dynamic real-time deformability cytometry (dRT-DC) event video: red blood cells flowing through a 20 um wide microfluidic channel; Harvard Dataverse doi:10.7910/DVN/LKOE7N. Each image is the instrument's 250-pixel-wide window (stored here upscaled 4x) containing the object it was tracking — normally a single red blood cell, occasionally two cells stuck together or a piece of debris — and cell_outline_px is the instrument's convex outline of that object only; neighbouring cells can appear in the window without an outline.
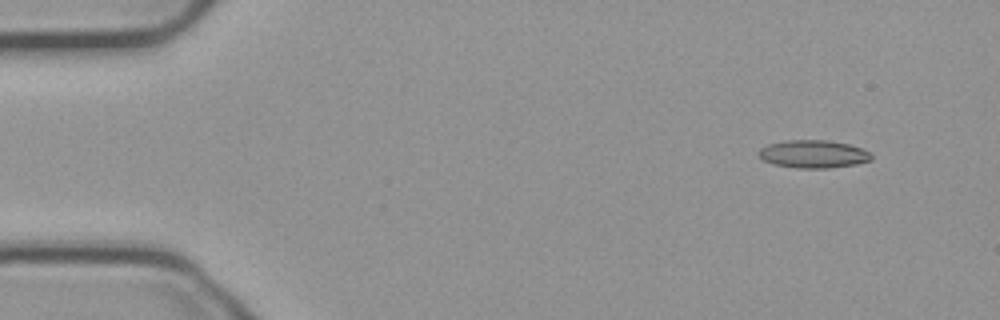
{"species": "common noctule bat (a hibernating species)", "species_latin": "Nyctalus noctula", "temperature_condition": "cold", "stored_images_in_passage": 55, "camera_frame_rate_fps": 3000, "um_per_image_px": 0.085, "animal": {"sex": "male", "body_mass_g": 23.1, "forearm_length_mm": 52.7}, "frame": {"image": 1, "passage_image": 5, "time_ms": 1.333, "image_size_px": [1000, 320], "cell_outline_px": [[872, 160], [856, 164], [828, 168], [800, 168], [772, 164], [756, 156], [756, 152], [760, 148], [768, 144], [784, 140], [828, 140], [848, 144], [872, 152]], "centroid_in_image_um": [69.1, 13.09], "position_along_channel_um": 15.9, "area_um2": 18.5}}
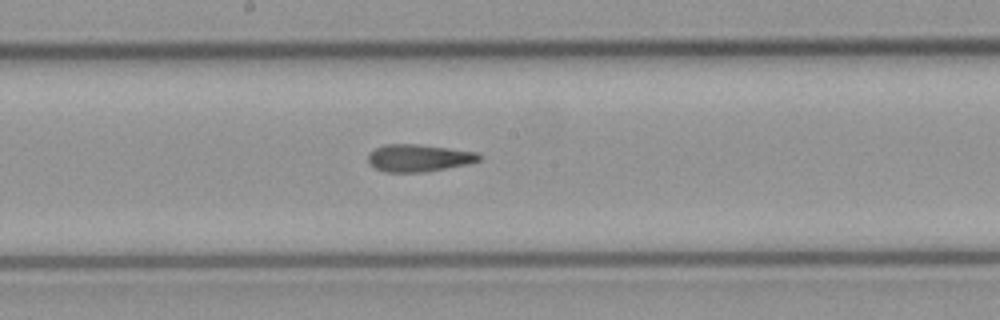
{"frame": {"image": 2, "passage_image": 29, "time_ms": 9.333, "image_size_px": [1000, 320], "cell_outline_px": [[480, 160], [468, 164], [424, 172], [384, 172], [368, 164], [368, 152], [384, 144], [416, 144], [448, 148], [476, 152], [480, 156]], "centroid_in_image_um": [35.54, 13.43], "position_along_channel_um": 212.7, "area_um2": 17.63}}
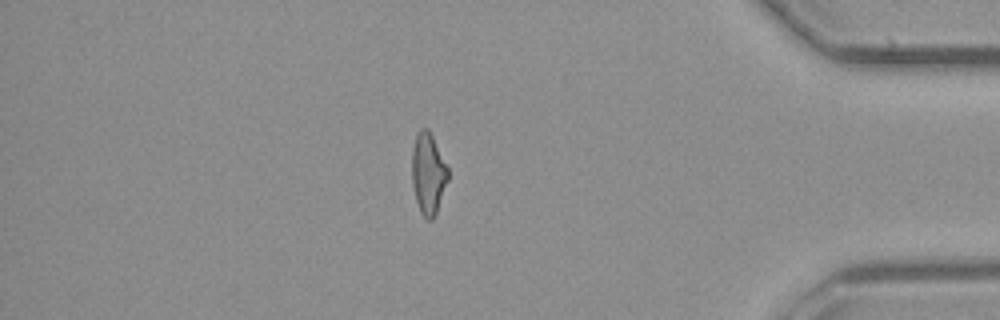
{"frame": {"image": 3, "passage_image": 47, "time_ms": 15.333, "image_size_px": [1000, 320], "cell_outline_px": [[448, 180], [436, 212], [432, 220], [428, 220], [420, 212], [416, 200], [412, 184], [412, 148], [416, 136], [420, 128], [428, 128], [448, 168]], "centroid_in_image_um": [36.38, 14.75], "position_along_channel_um": 398.8, "area_um2": 16.88}, "authors_computed_cell_mechanics": {"area_um2": 17.8602, "velocity_mm_per_s": 3.7567, "shape_relaxation_time_tau1_ms": null, "shape_relaxation_time_tau2_ms": 4.9944, "deformation_change_tau1": null, "deformation_change_tau2": 0.1654}}